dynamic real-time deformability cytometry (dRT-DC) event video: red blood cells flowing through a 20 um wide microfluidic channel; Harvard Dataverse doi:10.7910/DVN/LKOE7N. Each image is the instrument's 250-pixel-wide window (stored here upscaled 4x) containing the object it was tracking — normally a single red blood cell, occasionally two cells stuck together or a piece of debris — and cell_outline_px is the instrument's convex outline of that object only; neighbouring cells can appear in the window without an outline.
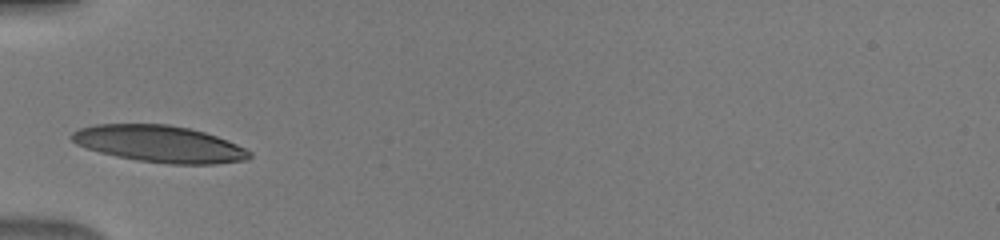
{"species": "human", "species_latin": "Homo sapiens", "temperature_condition": "warm", "stored_images_in_passage": 29, "camera_frame_rate_fps": 3000, "um_per_image_px": 0.085, "donor": {"sex": "male"}, "frame": {"image": 1, "passage_image": 1, "time_ms": 0.0, "image_size_px": [1000, 240], "cell_outline_px": [[252, 156], [248, 160], [216, 164], [172, 164], [136, 160], [116, 156], [100, 152], [76, 144], [68, 136], [72, 132], [80, 128], [96, 124], [168, 124], [188, 128], [204, 132], [228, 140], [252, 152]], "centroid_in_image_um": [13.56, 12.23], "position_along_channel_um": 71.4, "area_um2": 38.09}}
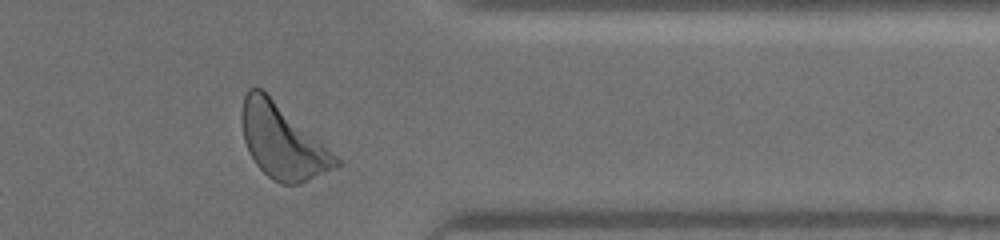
{"frame": {"image": 2, "passage_image": 25, "time_ms": 8.0, "image_size_px": [1000, 240], "cell_outline_px": [[340, 164], [300, 184], [280, 184], [272, 180], [256, 164], [248, 152], [244, 140], [240, 116], [244, 96], [248, 88], [260, 88], [336, 156], [340, 160]], "centroid_in_image_um": [23.93, 12.05], "position_along_channel_um": 387.5, "area_um2": 39.42}}